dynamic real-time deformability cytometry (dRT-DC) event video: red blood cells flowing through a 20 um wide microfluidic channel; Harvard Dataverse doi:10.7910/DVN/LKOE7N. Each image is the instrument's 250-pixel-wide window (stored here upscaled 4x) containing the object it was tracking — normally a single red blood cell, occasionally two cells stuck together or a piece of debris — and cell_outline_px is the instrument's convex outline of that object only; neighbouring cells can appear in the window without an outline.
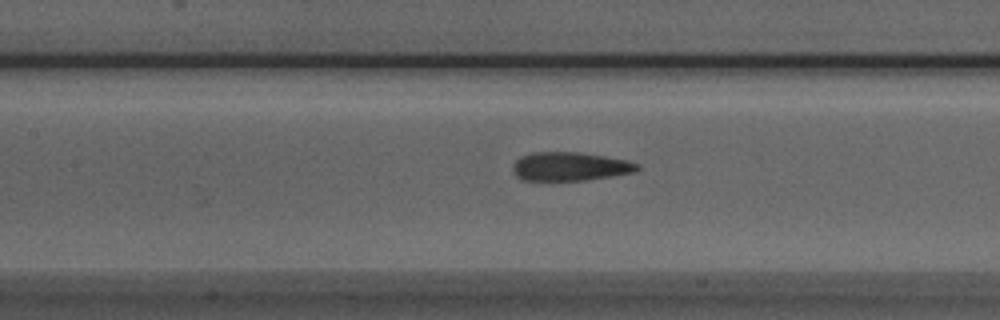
{"species": "Egyptian fruit bat (a non-hibernating species)", "species_latin": "Rousettus aegyptiacus", "temperature_condition": "room temperature", "stored_images_in_passage": 35, "camera_frame_rate_fps": 3000, "um_per_image_px": 0.085, "animal": {"sex": "male"}, "frame": {"image": 1, "passage_image": 13, "time_ms": 4.0, "image_size_px": [1000, 320], "cell_outline_px": [[640, 168], [636, 172], [588, 180], [524, 180], [516, 176], [512, 168], [512, 164], [520, 156], [532, 152], [580, 152], [628, 160], [640, 164]], "centroid_in_image_um": [48.47, 14.14], "position_along_channel_um": 158.9, "area_um2": 20.98}}
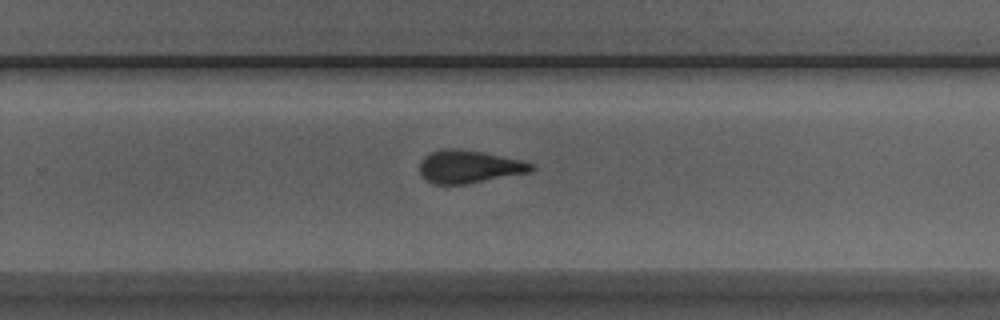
{"frame": {"image": 2, "passage_image": 23, "time_ms": 7.333, "image_size_px": [1000, 320], "cell_outline_px": [[536, 168], [532, 172], [464, 184], [432, 184], [424, 180], [420, 172], [420, 160], [424, 156], [432, 152], [444, 148], [456, 148], [484, 152], [520, 160], [536, 164]], "centroid_in_image_um": [39.88, 14.16], "position_along_channel_um": 289.9, "area_um2": 21.56}}
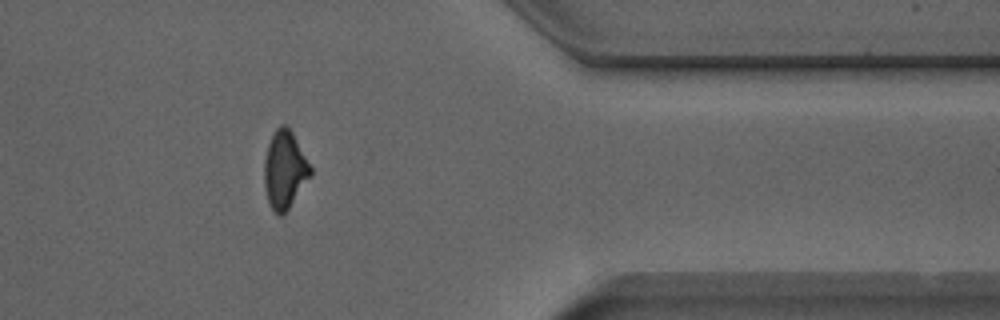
{"frame": {"image": 3, "passage_image": 32, "time_ms": 10.333, "image_size_px": [1000, 320], "cell_outline_px": [[312, 176], [288, 208], [280, 216], [272, 208], [268, 200], [264, 184], [264, 160], [268, 144], [276, 128], [280, 124], [288, 124], [312, 168]], "centroid_in_image_um": [24.21, 14.38], "position_along_channel_um": 387.2, "area_um2": 20.87}}